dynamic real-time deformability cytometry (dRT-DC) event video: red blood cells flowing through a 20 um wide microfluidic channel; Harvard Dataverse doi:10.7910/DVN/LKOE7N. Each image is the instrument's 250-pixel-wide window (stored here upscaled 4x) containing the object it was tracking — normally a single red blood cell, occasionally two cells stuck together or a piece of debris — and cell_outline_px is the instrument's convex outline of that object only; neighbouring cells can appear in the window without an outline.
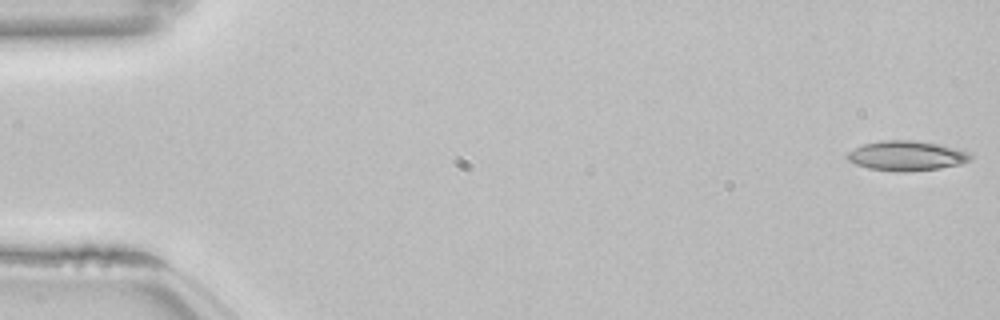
{"species": "common noctule bat (a hibernating species)", "species_latin": "Nyctalus noctula", "temperature_condition": "room temperature", "stored_images_in_passage": 53, "camera_frame_rate_fps": 3000, "um_per_image_px": 0.085, "animal": {"sex": "female", "body_mass_g": 22.7, "forearm_length_mm": 54.2}, "frame": {"image": 1, "passage_image": 1, "time_ms": 0.0, "image_size_px": [1000, 320], "cell_outline_px": [[972, 160], [960, 164], [940, 168], [908, 172], [900, 172], [868, 168], [856, 164], [848, 160], [844, 156], [848, 152], [864, 144], [880, 140], [916, 140], [936, 144], [968, 152], [972, 156]], "centroid_in_image_um": [77.03, 13.25], "position_along_channel_um": 8.0, "area_um2": 21.33}}
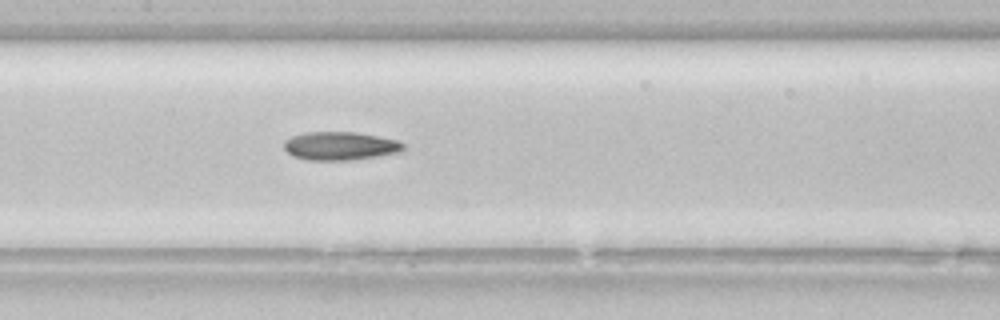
{"frame": {"image": 2, "passage_image": 26, "time_ms": 8.333, "image_size_px": [1000, 320], "cell_outline_px": [[404, 148], [400, 152], [352, 160], [308, 160], [292, 156], [284, 148], [284, 140], [292, 136], [304, 132], [352, 132], [376, 136], [396, 140], [404, 144]], "centroid_in_image_um": [28.87, 12.41], "position_along_channel_um": 178.5, "area_um2": 19.59}}
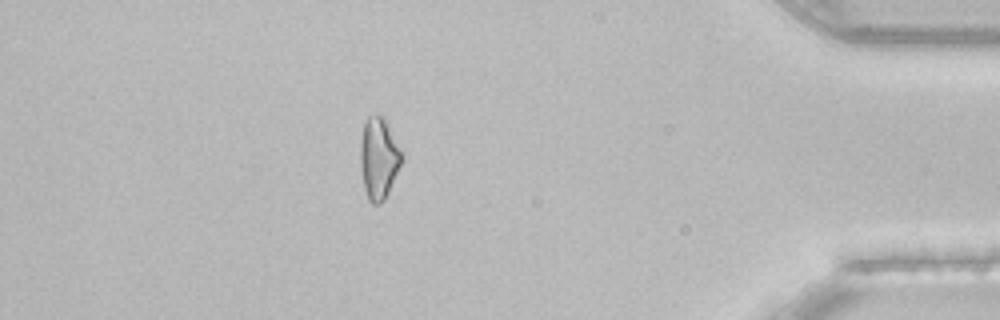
{"frame": {"image": 3, "passage_image": 47, "time_ms": 15.333, "image_size_px": [1000, 320], "cell_outline_px": [[404, 160], [384, 200], [380, 204], [372, 204], [368, 200], [364, 188], [360, 168], [360, 144], [364, 124], [368, 116], [376, 112], [384, 116], [404, 152]], "centroid_in_image_um": [32.22, 13.41], "position_along_channel_um": 403.0, "area_um2": 20.35}, "authors_computed_cell_mechanics": {"area_um2": 20.0566, "velocity_mm_per_s": 3.853, "shape_relaxation_time_tau1_ms": 5.9245, "shape_relaxation_time_tau2_ms": 8.0529, "deformation_change_tau1": 0.154, "deformation_change_tau2": 0.2073}}